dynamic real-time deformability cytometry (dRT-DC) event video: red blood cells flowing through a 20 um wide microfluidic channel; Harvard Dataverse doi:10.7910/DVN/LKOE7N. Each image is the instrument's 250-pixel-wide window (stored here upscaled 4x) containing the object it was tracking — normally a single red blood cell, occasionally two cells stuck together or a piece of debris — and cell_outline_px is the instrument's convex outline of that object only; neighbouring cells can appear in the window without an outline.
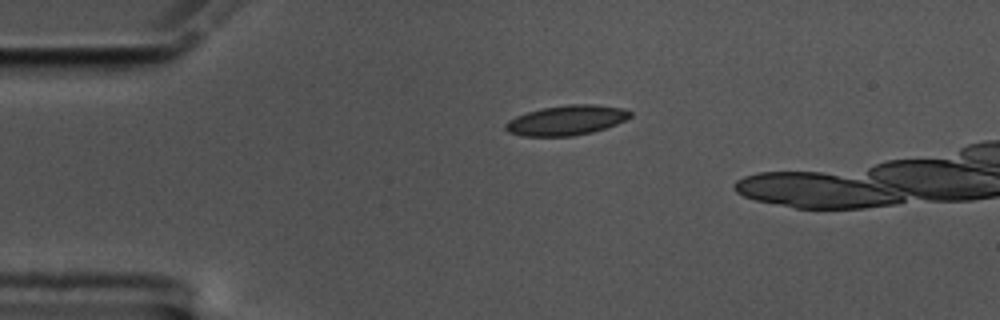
{"species": "common noctule bat (a hibernating species)", "species_latin": "Nyctalus noctula", "temperature_condition": "cold", "stored_images_in_passage": 5, "camera_frame_rate_fps": 3000, "um_per_image_px": 0.085, "animal": {"sex": "male", "body_mass_g": 17.5, "forearm_length_mm": 52.3}, "frame": {"image": 1, "passage_image": 1, "time_ms": 0.0, "image_size_px": [1000, 320], "cell_outline_px": [[632, 116], [616, 124], [592, 132], [572, 136], [524, 136], [508, 132], [504, 128], [504, 124], [508, 120], [516, 116], [528, 112], [544, 108], [568, 104], [596, 104], [624, 108], [632, 112]], "centroid_in_image_um": [48.15, 10.22], "position_along_channel_um": 36.8, "area_um2": 21.68}}